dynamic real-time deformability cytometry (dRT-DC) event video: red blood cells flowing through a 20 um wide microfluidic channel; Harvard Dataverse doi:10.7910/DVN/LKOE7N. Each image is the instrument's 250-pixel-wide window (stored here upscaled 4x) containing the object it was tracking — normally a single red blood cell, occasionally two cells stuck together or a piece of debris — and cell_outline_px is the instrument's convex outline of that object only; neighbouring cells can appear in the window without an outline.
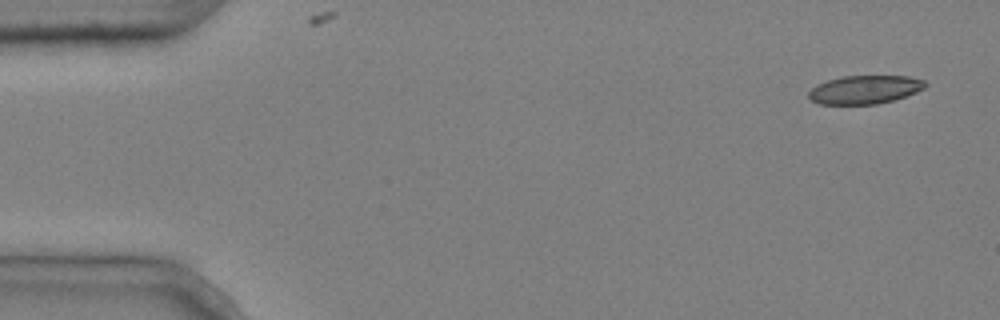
{"species": "common noctule bat (a hibernating species)", "species_latin": "Nyctalus noctula", "temperature_condition": "cold", "stored_images_in_passage": 8, "camera_frame_rate_fps": 3000, "um_per_image_px": 0.085, "animal": {"sex": "male", "body_mass_g": 20.4}, "frame": {"image": 1, "passage_image": 1, "time_ms": 0.0, "image_size_px": [1000, 320], "cell_outline_px": [[928, 84], [924, 88], [916, 92], [892, 100], [876, 104], [820, 104], [812, 100], [808, 96], [808, 92], [816, 84], [840, 76], [908, 76], [924, 80]], "centroid_in_image_um": [73.49, 7.61], "position_along_channel_um": 11.5, "area_um2": 19.25}}
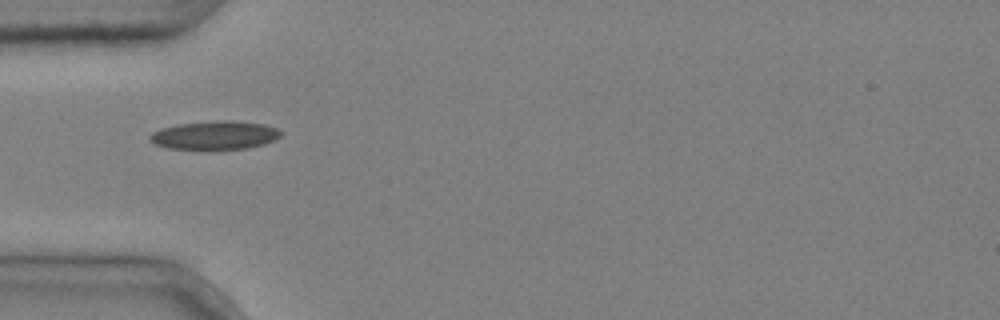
{"frame": {"image": 2, "passage_image": 4, "time_ms": 1.0, "image_size_px": [1000, 320], "cell_outline_px": [[280, 136], [276, 140], [264, 144], [248, 148], [212, 152], [208, 152], [168, 148], [156, 144], [148, 140], [148, 136], [152, 132], [160, 128], [176, 124], [216, 120], [228, 120], [264, 124], [276, 128], [280, 132]], "centroid_in_image_um": [18.21, 11.54], "position_along_channel_um": 66.8, "area_um2": 22.77}}
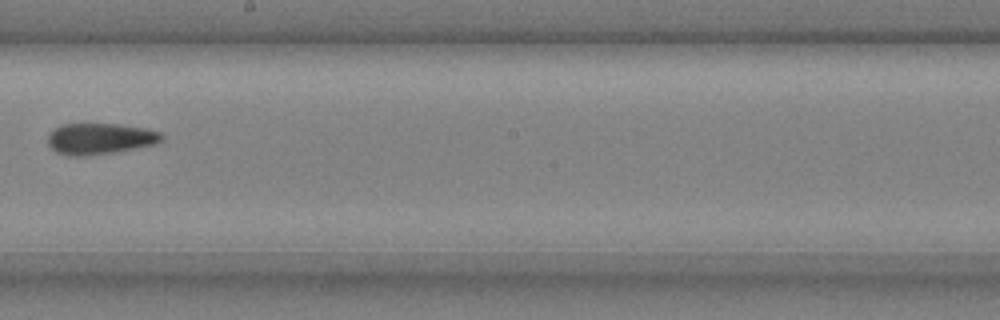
{"frame": {"image": 3, "passage_image": 8, "time_ms": 2.333, "image_size_px": [1000, 320], "cell_outline_px": [[164, 140], [156, 144], [112, 152], [80, 156], [68, 156], [56, 152], [48, 144], [48, 136], [60, 124], [120, 124], [148, 128], [160, 132], [164, 136]], "centroid_in_image_um": [8.53, 11.78], "position_along_channel_um": 239.7, "area_um2": 20.63}}